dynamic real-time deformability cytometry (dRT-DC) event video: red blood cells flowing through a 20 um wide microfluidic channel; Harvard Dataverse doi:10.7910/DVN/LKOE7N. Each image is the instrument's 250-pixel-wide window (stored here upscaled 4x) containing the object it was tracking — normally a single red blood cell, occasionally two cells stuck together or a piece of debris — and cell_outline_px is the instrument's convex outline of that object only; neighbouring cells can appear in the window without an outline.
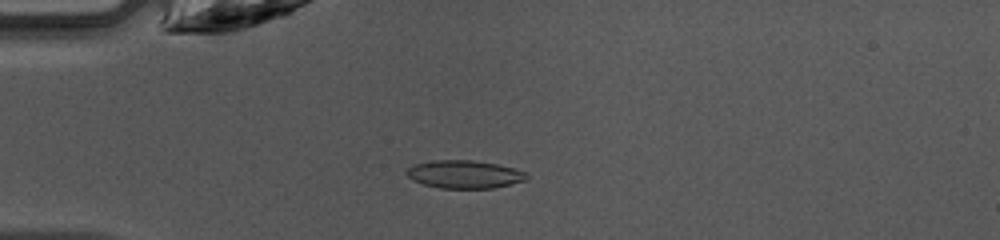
{"species": "common noctule bat (a hibernating species)", "species_latin": "Nyctalus noctula", "temperature_condition": "warm", "stored_images_in_passage": 48, "camera_frame_rate_fps": 3000, "um_per_image_px": 0.085, "animal": {"sex": "female", "body_mass_g": 10.0, "forearm_length_mm": 53.1}, "frame": {"image": 1, "passage_image": 13, "time_ms": 4.0, "image_size_px": [1000, 240], "cell_outline_px": [[528, 180], [492, 188], [440, 188], [424, 184], [412, 180], [404, 172], [412, 164], [432, 160], [472, 160], [496, 164], [528, 172]], "centroid_in_image_um": [39.46, 14.81], "position_along_channel_um": 45.5, "area_um2": 19.65}}
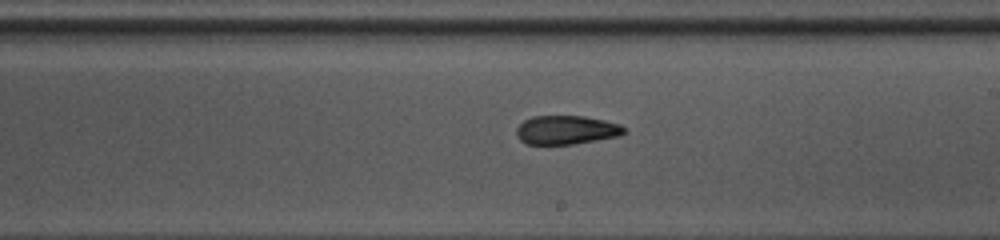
{"frame": {"image": 2, "passage_image": 28, "time_ms": 9.0, "image_size_px": [1000, 240], "cell_outline_px": [[628, 132], [620, 136], [572, 144], [528, 144], [520, 140], [516, 136], [516, 128], [524, 120], [532, 116], [584, 116], [604, 120], [620, 124], [628, 128]], "centroid_in_image_um": [48.17, 11.04], "position_along_channel_um": 240.8, "area_um2": 18.26}}
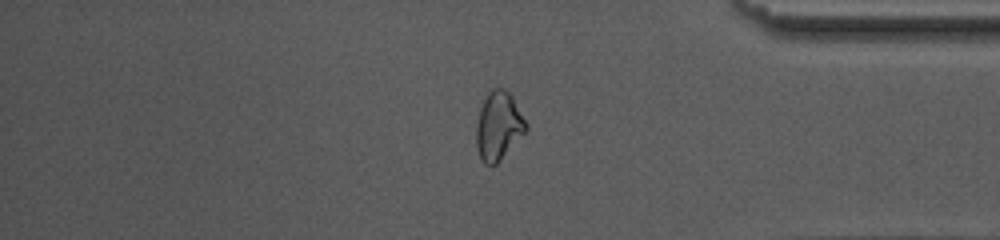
{"frame": {"image": 3, "passage_image": 40, "time_ms": 13.0, "image_size_px": [1000, 240], "cell_outline_px": [[528, 128], [496, 164], [484, 164], [480, 160], [476, 148], [476, 124], [480, 108], [488, 92], [492, 88], [504, 88], [512, 96], [528, 124]], "centroid_in_image_um": [42.35, 10.69], "position_along_channel_um": 392.8, "area_um2": 19.71}, "authors_computed_cell_mechanics": {"area_um2": 18.785, "velocity_mm_per_s": 4.232, "shape_relaxation_time_tau1_ms": 7.4565, "shape_relaxation_time_tau2_ms": 3.1872, "deformation_change_tau1": 0.2056, "deformation_change_tau2": 0.0872}}